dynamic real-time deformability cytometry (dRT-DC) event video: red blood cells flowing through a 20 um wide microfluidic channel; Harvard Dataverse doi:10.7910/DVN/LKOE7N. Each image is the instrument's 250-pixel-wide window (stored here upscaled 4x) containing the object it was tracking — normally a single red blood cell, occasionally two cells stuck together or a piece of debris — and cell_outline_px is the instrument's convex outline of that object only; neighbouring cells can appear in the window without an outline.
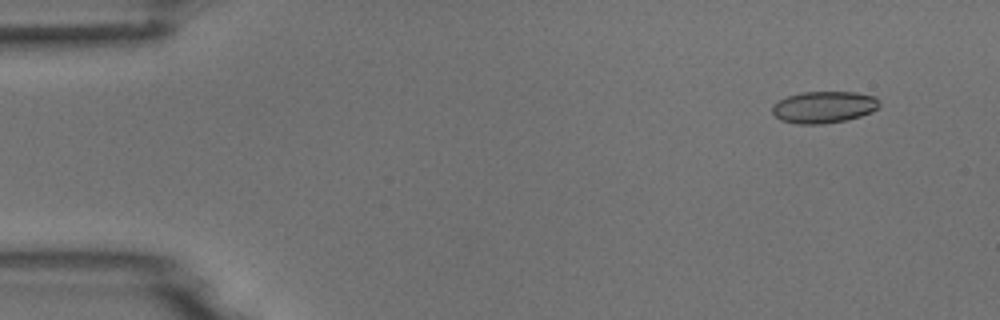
{"species": "common noctule bat (a hibernating species)", "species_latin": "Nyctalus noctula", "temperature_condition": "room temperature", "stored_images_in_passage": 4, "camera_frame_rate_fps": 3000, "um_per_image_px": 0.085, "animal": {"sex": "male", "body_mass_g": 18.8}, "frame": {"image": 1, "passage_image": 1, "time_ms": 0.0, "image_size_px": [1000, 320], "cell_outline_px": [[880, 108], [872, 112], [860, 116], [844, 120], [820, 124], [796, 124], [780, 120], [772, 112], [772, 104], [788, 96], [800, 92], [856, 92], [876, 96], [880, 100]], "centroid_in_image_um": [70.05, 9.1], "position_along_channel_um": 14.9, "area_um2": 20.0}}
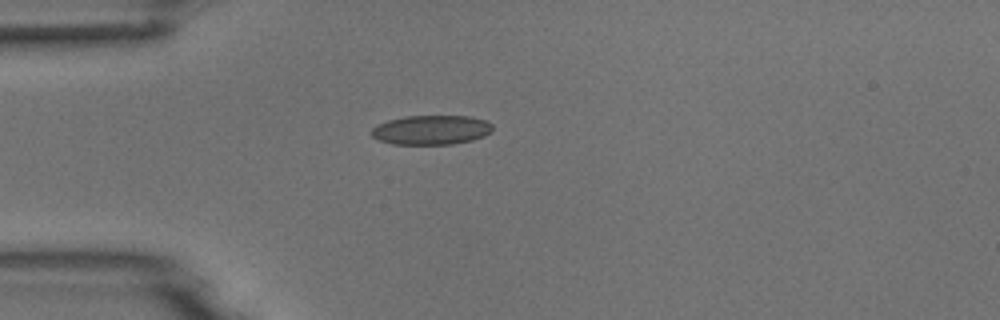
{"frame": {"image": 2, "passage_image": 4, "time_ms": 1.0, "image_size_px": [1000, 320], "cell_outline_px": [[492, 132], [484, 136], [472, 140], [452, 144], [392, 144], [380, 140], [372, 136], [372, 128], [388, 120], [404, 116], [468, 116], [484, 120], [492, 124]], "centroid_in_image_um": [36.68, 11.04], "position_along_channel_um": 48.3, "area_um2": 20.63}}